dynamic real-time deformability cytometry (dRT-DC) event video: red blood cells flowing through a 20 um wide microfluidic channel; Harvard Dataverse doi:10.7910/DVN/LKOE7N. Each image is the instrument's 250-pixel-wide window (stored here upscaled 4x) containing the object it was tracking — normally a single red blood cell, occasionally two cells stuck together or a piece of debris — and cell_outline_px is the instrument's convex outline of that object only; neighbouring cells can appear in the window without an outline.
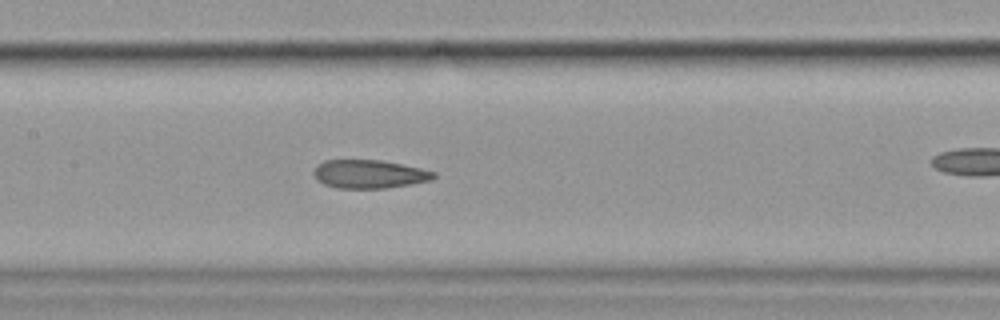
{"species": "common noctule bat (a hibernating species)", "species_latin": "Nyctalus noctula", "temperature_condition": "cold", "stored_images_in_passage": 33, "camera_frame_rate_fps": 3000, "um_per_image_px": 0.085, "animal": {"sex": "female", "body_mass_g": 19.9}, "frame": {"image": 1, "passage_image": 15, "time_ms": 4.667, "image_size_px": [1000, 320], "cell_outline_px": [[436, 176], [432, 180], [388, 188], [336, 188], [324, 184], [316, 180], [312, 172], [316, 164], [324, 160], [380, 160], [420, 168], [436, 172]], "centroid_in_image_um": [31.34, 14.8], "position_along_channel_um": 176.1, "area_um2": 20.0}}